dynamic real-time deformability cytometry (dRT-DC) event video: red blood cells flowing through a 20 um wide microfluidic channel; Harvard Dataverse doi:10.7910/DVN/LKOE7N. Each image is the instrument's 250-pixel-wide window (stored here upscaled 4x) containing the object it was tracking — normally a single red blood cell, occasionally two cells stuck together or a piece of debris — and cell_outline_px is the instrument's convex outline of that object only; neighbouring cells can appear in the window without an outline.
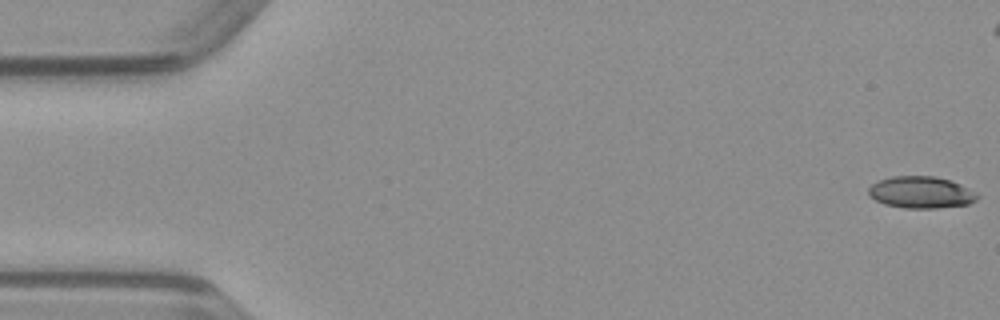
{"species": "common noctule bat (a hibernating species)", "species_latin": "Nyctalus noctula", "temperature_condition": "warm", "stored_images_in_passage": 43, "camera_frame_rate_fps": 3000, "um_per_image_px": 0.085, "animal": {"sex": "male", "body_mass_g": 23.1, "forearm_length_mm": 52.7}, "frame": {"image": 1, "passage_image": 1, "time_ms": 0.0, "image_size_px": [1000, 320], "cell_outline_px": [[980, 196], [976, 200], [968, 204], [936, 208], [904, 208], [884, 204], [868, 196], [868, 188], [872, 184], [880, 180], [892, 176], [936, 176], [948, 180], [968, 188], [976, 192]], "centroid_in_image_um": [78.27, 16.35], "position_along_channel_um": 6.7, "area_um2": 20.11}}
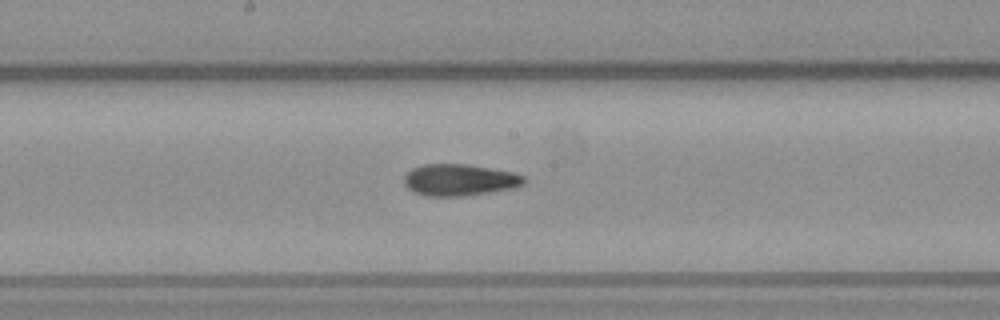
{"frame": {"image": 2, "passage_image": 26, "time_ms": 8.333, "image_size_px": [1000, 320], "cell_outline_px": [[524, 184], [516, 188], [464, 196], [428, 196], [412, 192], [404, 184], [404, 176], [412, 168], [424, 164], [468, 164], [512, 172], [524, 176]], "centroid_in_image_um": [39.05, 15.3], "position_along_channel_um": 209.2, "area_um2": 22.2}}
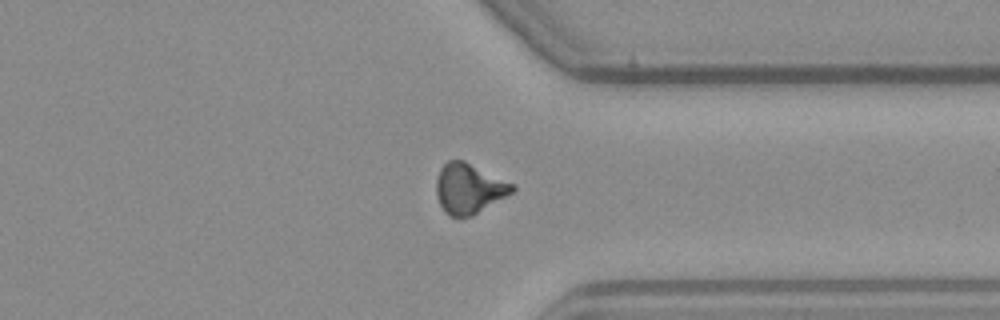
{"frame": {"image": 3, "passage_image": 38, "time_ms": 12.333, "image_size_px": [1000, 320], "cell_outline_px": [[516, 188], [512, 192], [472, 216], [452, 216], [444, 212], [436, 196], [436, 180], [440, 168], [448, 160], [464, 160], [512, 184]], "centroid_in_image_um": [39.81, 16.02], "position_along_channel_um": 371.6, "area_um2": 21.79}}